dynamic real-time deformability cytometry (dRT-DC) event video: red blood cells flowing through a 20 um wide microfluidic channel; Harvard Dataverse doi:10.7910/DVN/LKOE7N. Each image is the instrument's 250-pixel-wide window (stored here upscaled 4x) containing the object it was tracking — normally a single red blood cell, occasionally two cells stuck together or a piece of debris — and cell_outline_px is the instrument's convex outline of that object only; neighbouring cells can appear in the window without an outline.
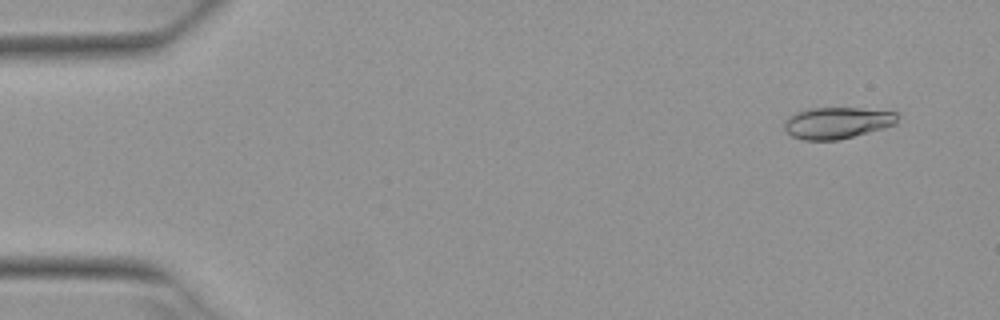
{"species": "Egyptian fruit bat (a non-hibernating species)", "species_latin": "Rousettus aegyptiacus", "temperature_condition": "warm", "stored_images_in_passage": 5, "camera_frame_rate_fps": 3000, "um_per_image_px": 0.085, "animal": {"sex": "female"}, "frame": {"image": 1, "passage_image": 1, "time_ms": 0.0, "image_size_px": [1000, 320], "cell_outline_px": [[900, 116], [896, 124], [884, 128], [836, 140], [804, 140], [792, 136], [784, 128], [784, 120], [796, 112], [808, 108], [860, 108], [896, 112]], "centroid_in_image_um": [71.16, 10.43], "position_along_channel_um": 13.8, "area_um2": 20.75}}
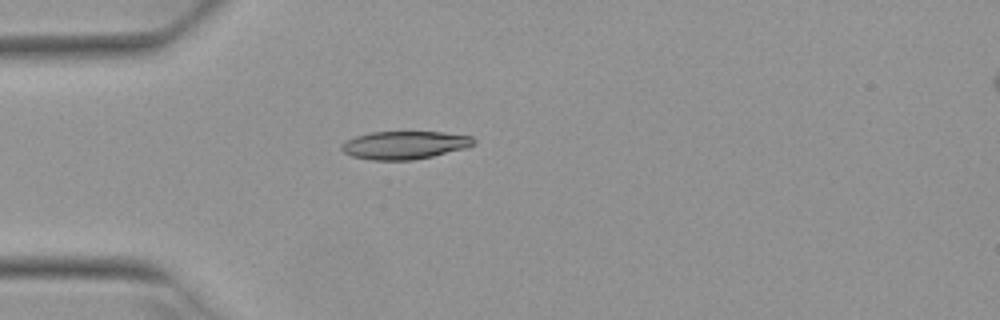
{"frame": {"image": 2, "passage_image": 4, "time_ms": 1.0, "image_size_px": [1000, 320], "cell_outline_px": [[476, 144], [464, 148], [432, 156], [412, 160], [372, 160], [352, 156], [344, 152], [340, 148], [340, 144], [344, 140], [356, 136], [372, 132], [444, 132], [472, 136], [476, 140]], "centroid_in_image_um": [34.37, 12.32], "position_along_channel_um": 50.6, "area_um2": 21.62}}